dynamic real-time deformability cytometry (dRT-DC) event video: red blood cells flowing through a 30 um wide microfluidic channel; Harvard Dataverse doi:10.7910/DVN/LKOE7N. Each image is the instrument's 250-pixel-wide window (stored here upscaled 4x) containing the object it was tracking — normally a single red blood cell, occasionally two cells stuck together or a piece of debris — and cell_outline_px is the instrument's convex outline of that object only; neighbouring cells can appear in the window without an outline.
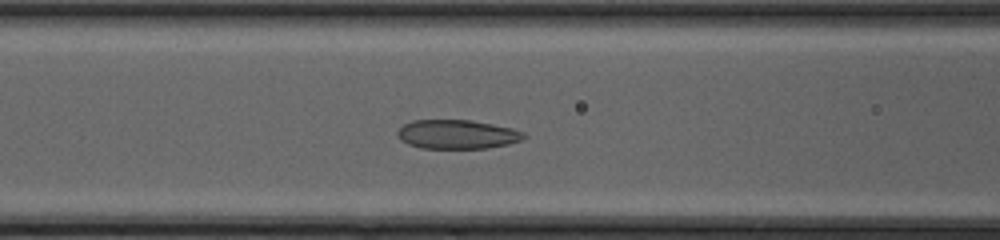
{"species": "common noctule bat (a hibernating species)", "species_latin": "Nyctalus noctula", "temperature_condition": "cold", "stored_images_in_passage": 34, "camera_frame_rate_fps": 3000, "um_per_image_px": 0.085, "animal": {"sex": "female", "body_mass_g": 20.0, "forearm_length_mm": 54.0}, "frame": {"image": 1, "passage_image": 12, "time_ms": 3.667, "image_size_px": [1000, 240], "cell_outline_px": [[524, 136], [520, 140], [508, 144], [488, 148], [420, 148], [408, 144], [400, 140], [396, 132], [404, 124], [412, 120], [468, 120], [492, 124], [512, 128], [524, 132]], "centroid_in_image_um": [38.82, 11.42], "position_along_channel_um": 127.8, "area_um2": 21.27}}
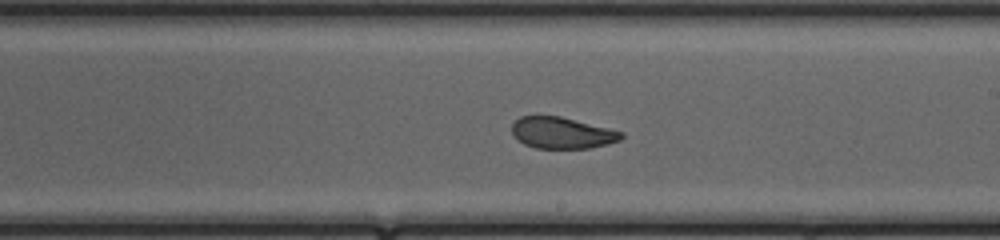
{"frame": {"image": 2, "passage_image": 20, "time_ms": 6.333, "image_size_px": [1000, 240], "cell_outline_px": [[624, 136], [620, 140], [608, 144], [588, 148], [536, 148], [524, 144], [512, 132], [512, 124], [520, 116], [560, 116], [624, 132]], "centroid_in_image_um": [47.79, 11.29], "position_along_channel_um": 241.2, "area_um2": 19.83}}
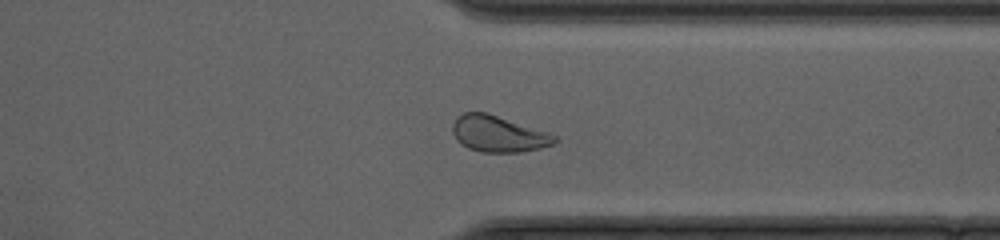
{"frame": {"image": 3, "passage_image": 29, "time_ms": 9.333, "image_size_px": [1000, 240], "cell_outline_px": [[560, 140], [552, 144], [540, 148], [520, 152], [480, 152], [468, 148], [460, 144], [456, 140], [452, 132], [452, 124], [456, 116], [464, 112], [488, 112], [556, 136]], "centroid_in_image_um": [42.29, 11.38], "position_along_channel_um": 369.1, "area_um2": 21.56}}